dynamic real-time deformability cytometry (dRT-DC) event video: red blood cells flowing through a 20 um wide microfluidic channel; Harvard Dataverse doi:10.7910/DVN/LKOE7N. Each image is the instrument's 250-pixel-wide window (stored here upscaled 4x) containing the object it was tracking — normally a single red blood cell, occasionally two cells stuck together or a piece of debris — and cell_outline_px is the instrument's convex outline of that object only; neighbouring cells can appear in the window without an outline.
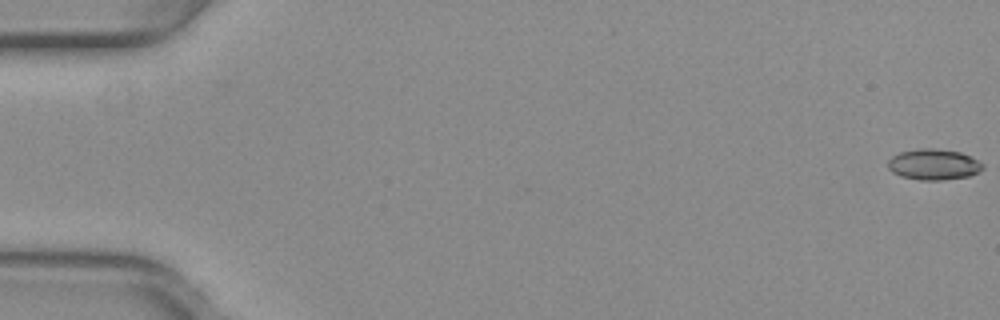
{"species": "common noctule bat (a hibernating species)", "species_latin": "Nyctalus noctula", "temperature_condition": "warm", "stored_images_in_passage": 11, "camera_frame_rate_fps": 3000, "um_per_image_px": 0.085, "animal": {"sex": "female", "body_mass_g": 29.2, "forearm_length_mm": 56.3}, "frame": {"image": 1, "passage_image": 1, "time_ms": 0.0, "image_size_px": [1000, 320], "cell_outline_px": [[984, 168], [968, 176], [940, 180], [920, 180], [900, 176], [892, 172], [888, 168], [888, 160], [892, 156], [900, 152], [920, 148], [936, 148], [960, 152], [984, 164]], "centroid_in_image_um": [79.32, 13.97], "position_along_channel_um": 5.7, "area_um2": 16.94}}